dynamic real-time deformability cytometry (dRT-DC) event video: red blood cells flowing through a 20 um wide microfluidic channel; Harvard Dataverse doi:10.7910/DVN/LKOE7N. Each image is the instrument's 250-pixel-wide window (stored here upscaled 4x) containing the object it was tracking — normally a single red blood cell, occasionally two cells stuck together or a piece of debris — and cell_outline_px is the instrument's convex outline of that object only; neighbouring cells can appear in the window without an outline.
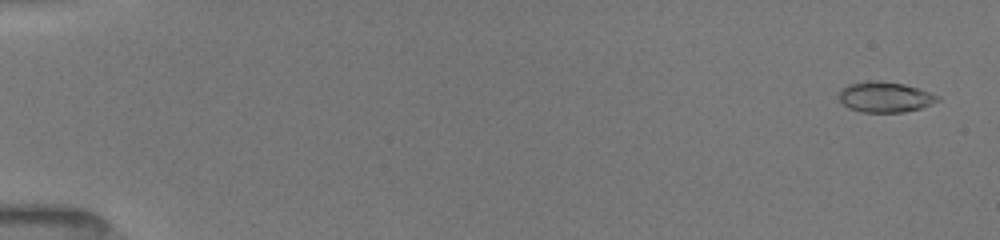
{"species": "common noctule bat (a hibernating species)", "species_latin": "Nyctalus noctula", "temperature_condition": "room temperature", "stored_images_in_passage": 14, "camera_frame_rate_fps": 3000, "um_per_image_px": 0.085, "animal": {"sex": "female", "body_mass_g": 19.5, "forearm_length_mm": 54.1}, "frame": {"image": 1, "passage_image": 2, "time_ms": 0.333, "image_size_px": [1000, 240], "cell_outline_px": [[940, 100], [920, 108], [904, 112], [860, 112], [848, 108], [840, 100], [836, 92], [840, 88], [848, 84], [864, 80], [880, 80], [904, 84], [940, 96]], "centroid_in_image_um": [75.15, 8.23], "position_along_channel_um": 9.9, "area_um2": 17.74}}